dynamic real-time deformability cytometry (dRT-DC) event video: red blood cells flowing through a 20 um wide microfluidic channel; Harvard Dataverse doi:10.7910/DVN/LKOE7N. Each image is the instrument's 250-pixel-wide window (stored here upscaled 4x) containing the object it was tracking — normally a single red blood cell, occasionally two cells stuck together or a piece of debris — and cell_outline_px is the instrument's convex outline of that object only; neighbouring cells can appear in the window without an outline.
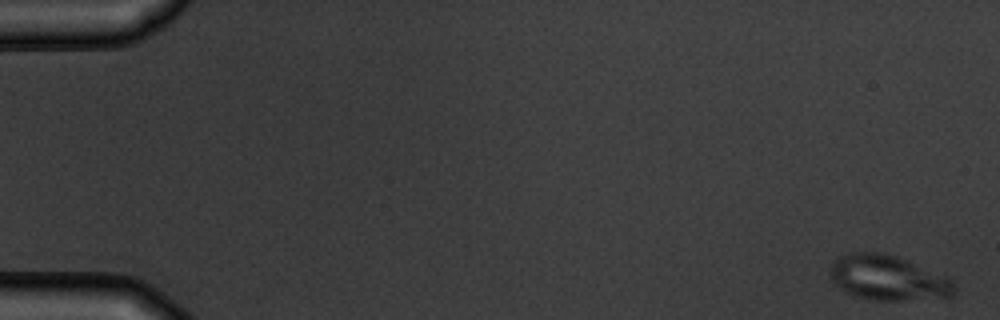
{"species": "common noctule bat (a hibernating species)", "species_latin": "Nyctalus noctula", "temperature_condition": "warm", "stored_images_in_passage": 11, "camera_frame_rate_fps": 3000, "um_per_image_px": 0.085, "animal": {"sex": "male", "body_mass_g": 19.5, "forearm_length_mm": 54.6}, "frame": {"image": 1, "passage_image": 1, "time_ms": 0.0, "image_size_px": [1000, 320], "cell_outline_px": [[956, 288], [952, 296], [900, 300], [872, 300], [856, 296], [840, 288], [832, 280], [832, 264], [836, 256], [848, 252], [880, 252], [896, 256], [948, 276], [952, 280]], "centroid_in_image_um": [75.48, 23.6], "position_along_channel_um": 9.5, "area_um2": 32.37}}
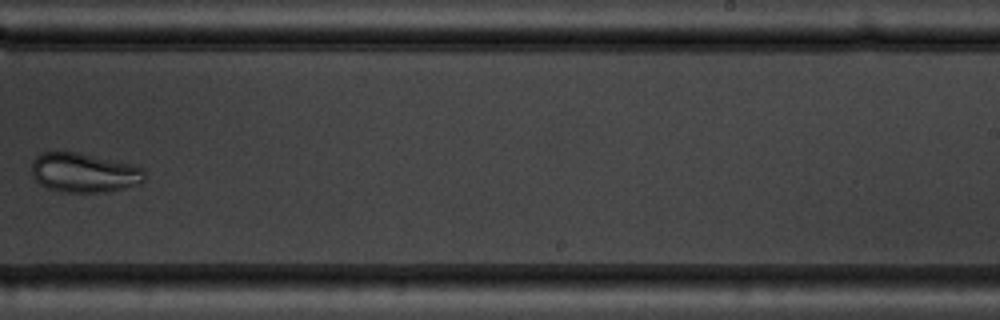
{"frame": {"image": 2, "passage_image": 10, "time_ms": 11.333, "image_size_px": [1000, 320], "cell_outline_px": [[144, 180], [140, 184], [108, 192], [60, 192], [48, 188], [40, 184], [32, 176], [32, 160], [36, 156], [44, 152], [76, 152], [132, 164], [144, 168]], "centroid_in_image_um": [7.14, 14.69], "position_along_channel_um": 281.9, "area_um2": 26.01}}